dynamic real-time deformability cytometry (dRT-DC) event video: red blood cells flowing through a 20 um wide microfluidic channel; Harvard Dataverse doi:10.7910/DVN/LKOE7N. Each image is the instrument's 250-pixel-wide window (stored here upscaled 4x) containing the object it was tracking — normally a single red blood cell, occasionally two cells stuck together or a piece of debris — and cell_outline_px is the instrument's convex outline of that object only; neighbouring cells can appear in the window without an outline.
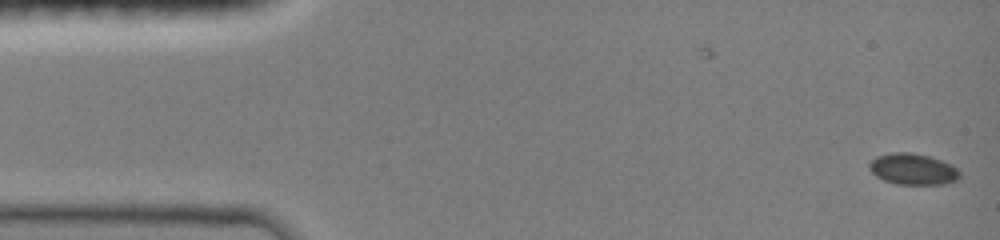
{"species": "common noctule bat (a hibernating species)", "species_latin": "Nyctalus noctula", "temperature_condition": "room temperature", "stored_images_in_passage": 49, "camera_frame_rate_fps": 3000, "um_per_image_px": 0.085, "animal": {"sex": "female", "body_mass_g": 19.0, "forearm_length_mm": 51.5}, "frame": {"image": 1, "passage_image": 1, "time_ms": 0.0, "image_size_px": [1000, 240], "cell_outline_px": [[960, 176], [956, 180], [944, 184], [896, 184], [884, 180], [876, 176], [868, 168], [868, 164], [876, 156], [892, 152], [912, 152], [928, 156], [952, 164], [960, 172]], "centroid_in_image_um": [77.58, 14.37], "position_along_channel_um": 7.4, "area_um2": 16.47}}
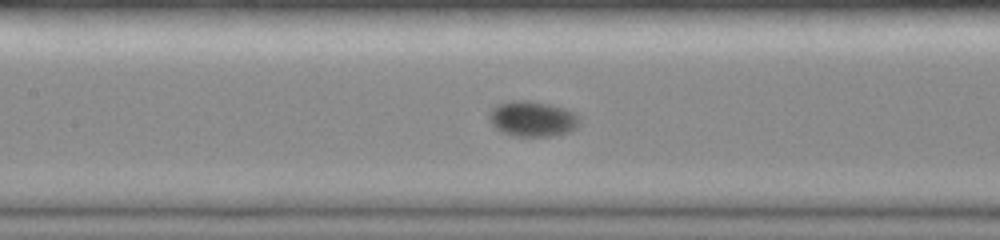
{"frame": {"image": 2, "passage_image": 22, "time_ms": 7.0, "image_size_px": [1000, 240], "cell_outline_px": [[580, 120], [576, 128], [568, 132], [552, 136], [512, 136], [500, 132], [492, 124], [488, 116], [492, 108], [496, 104], [512, 100], [532, 100], [552, 104], [576, 112]], "centroid_in_image_um": [45.26, 10.08], "position_along_channel_um": 162.1, "area_um2": 19.02}}
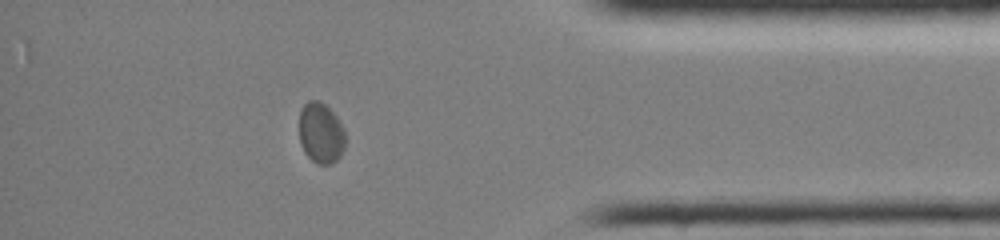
{"frame": {"image": 3, "passage_image": 42, "time_ms": 13.667, "image_size_px": [1000, 240], "cell_outline_px": [[344, 148], [340, 156], [332, 164], [316, 164], [304, 152], [300, 144], [300, 108], [308, 100], [320, 100], [340, 120], [344, 128]], "centroid_in_image_um": [27.27, 11.3], "position_along_channel_um": 407.9, "area_um2": 16.42}, "authors_computed_cell_mechanics": {"area_um2": 16.9932, "velocity_mm_per_s": 3.9342, "shape_relaxation_time_tau1_ms": 2.8393, "shape_relaxation_time_tau2_ms": null, "deformation_change_tau1": 0.0528, "deformation_change_tau2": null}}